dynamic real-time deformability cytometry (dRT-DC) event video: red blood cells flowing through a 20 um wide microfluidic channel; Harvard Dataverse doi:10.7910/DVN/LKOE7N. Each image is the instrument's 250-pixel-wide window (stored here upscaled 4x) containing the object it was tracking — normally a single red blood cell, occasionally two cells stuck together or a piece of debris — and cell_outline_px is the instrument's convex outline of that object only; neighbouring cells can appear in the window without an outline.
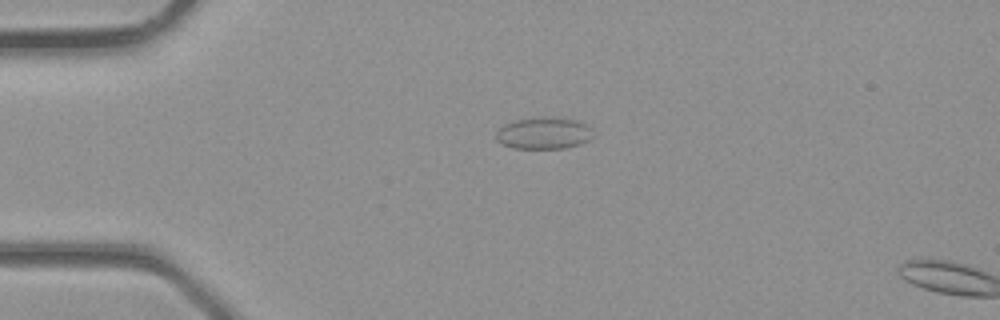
{"species": "common noctule bat (a hibernating species)", "species_latin": "Nyctalus noctula", "temperature_condition": "room temperature", "stored_images_in_passage": 3, "camera_frame_rate_fps": 3000, "um_per_image_px": 0.085, "animal": {"sex": "male", "body_mass_g": 23.1, "forearm_length_mm": 52.7}, "frame": {"image": 1, "passage_image": 2, "time_ms": 0.333, "image_size_px": [1000, 320], "cell_outline_px": [[592, 136], [588, 140], [580, 144], [564, 148], [512, 148], [500, 144], [496, 140], [496, 132], [504, 124], [512, 120], [544, 116], [576, 120], [592, 128]], "centroid_in_image_um": [46.17, 11.31], "position_along_channel_um": 38.8, "area_um2": 18.09}}